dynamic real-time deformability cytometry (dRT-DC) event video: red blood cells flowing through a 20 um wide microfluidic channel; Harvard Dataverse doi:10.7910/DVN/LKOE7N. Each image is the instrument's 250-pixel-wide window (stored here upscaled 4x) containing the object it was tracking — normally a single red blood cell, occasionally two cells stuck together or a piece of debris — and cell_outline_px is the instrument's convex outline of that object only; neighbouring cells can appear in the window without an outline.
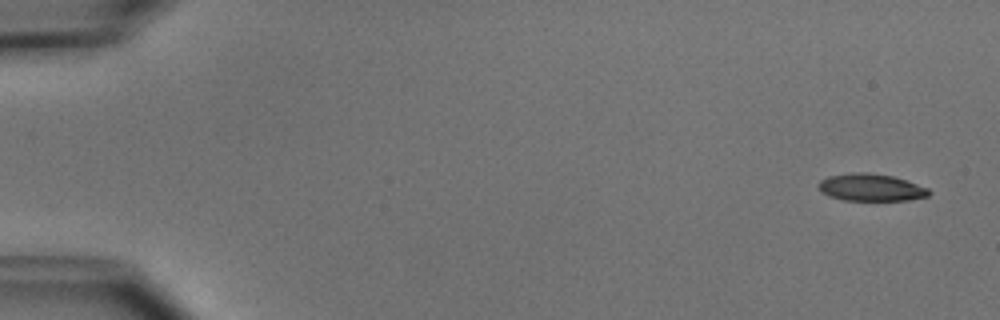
{"species": "common noctule bat (a hibernating species)", "species_latin": "Nyctalus noctula", "temperature_condition": "cold", "stored_images_in_passage": 4, "camera_frame_rate_fps": 3000, "um_per_image_px": 0.085, "animal": {"sex": "male", "body_mass_g": 15.6}, "frame": {"image": 1, "passage_image": 1, "time_ms": 0.0, "image_size_px": [1000, 320], "cell_outline_px": [[932, 192], [928, 196], [908, 200], [844, 200], [828, 196], [816, 184], [820, 180], [828, 176], [856, 172], [868, 172], [892, 176], [928, 188]], "centroid_in_image_um": [74.02, 15.93], "position_along_channel_um": 11.0, "area_um2": 17.4}}